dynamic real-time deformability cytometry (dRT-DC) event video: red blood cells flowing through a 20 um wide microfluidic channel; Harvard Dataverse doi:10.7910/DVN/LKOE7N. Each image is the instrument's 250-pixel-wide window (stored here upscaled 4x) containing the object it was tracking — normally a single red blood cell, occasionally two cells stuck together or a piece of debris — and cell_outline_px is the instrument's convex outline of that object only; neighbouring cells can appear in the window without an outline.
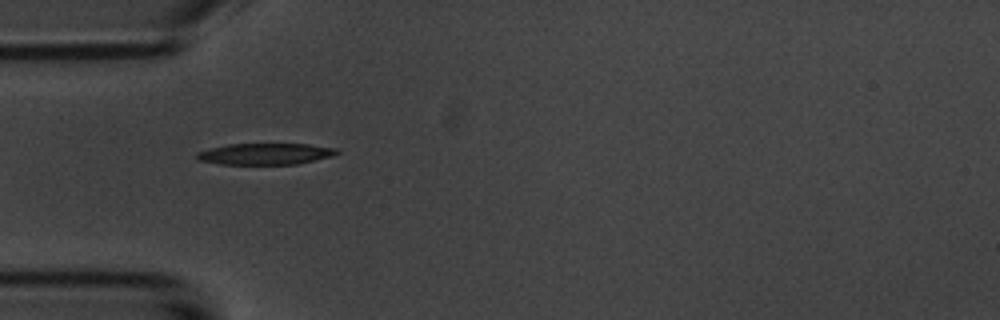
{"species": "common noctule bat (a hibernating species)", "species_latin": "Nyctalus noctula", "temperature_condition": "room temperature", "stored_images_in_passage": 2, "camera_frame_rate_fps": 3000, "um_per_image_px": 0.085, "animal": {"sex": "male", "body_mass_g": 20.1, "forearm_length_mm": 53.5}, "frame": {"image": 1, "passage_image": 1, "time_ms": 0.0, "image_size_px": [1000, 320], "cell_outline_px": [[340, 152], [332, 156], [296, 164], [220, 164], [196, 160], [196, 152], [228, 144], [308, 144], [336, 148]], "centroid_in_image_um": [22.53, 13.08], "position_along_channel_um": 62.5, "area_um2": 17.34}}